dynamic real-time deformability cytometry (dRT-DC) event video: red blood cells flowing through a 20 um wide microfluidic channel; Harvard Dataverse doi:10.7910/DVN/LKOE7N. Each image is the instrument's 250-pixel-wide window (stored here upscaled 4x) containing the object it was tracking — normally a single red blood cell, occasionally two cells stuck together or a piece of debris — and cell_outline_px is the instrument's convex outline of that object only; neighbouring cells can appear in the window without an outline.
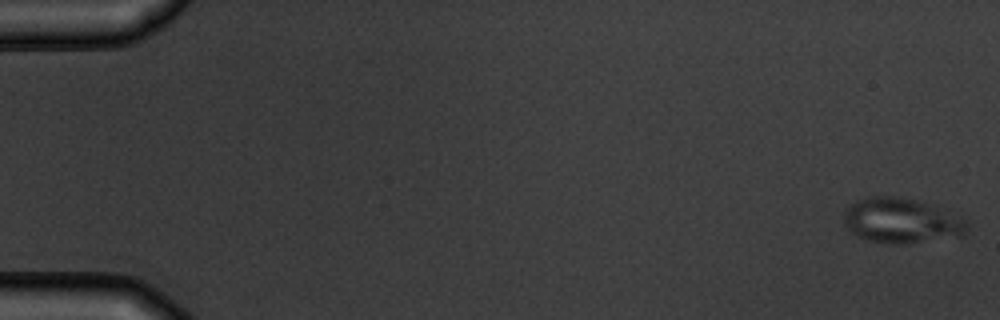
{"species": "common noctule bat (a hibernating species)", "species_latin": "Nyctalus noctula", "temperature_condition": "warm", "stored_images_in_passage": 6, "camera_frame_rate_fps": 3000, "um_per_image_px": 0.085, "animal": {"sex": "male", "body_mass_g": 19.5, "forearm_length_mm": 54.6}, "frame": {"image": 1, "passage_image": 1, "time_ms": 0.0, "image_size_px": [1000, 320], "cell_outline_px": [[968, 228], [964, 236], [904, 244], [888, 244], [868, 240], [856, 236], [844, 224], [844, 212], [848, 204], [856, 200], [868, 196], [896, 196], [916, 200], [928, 204], [960, 216], [968, 220]], "centroid_in_image_um": [76.62, 18.76], "position_along_channel_um": 8.4, "area_um2": 32.71}}